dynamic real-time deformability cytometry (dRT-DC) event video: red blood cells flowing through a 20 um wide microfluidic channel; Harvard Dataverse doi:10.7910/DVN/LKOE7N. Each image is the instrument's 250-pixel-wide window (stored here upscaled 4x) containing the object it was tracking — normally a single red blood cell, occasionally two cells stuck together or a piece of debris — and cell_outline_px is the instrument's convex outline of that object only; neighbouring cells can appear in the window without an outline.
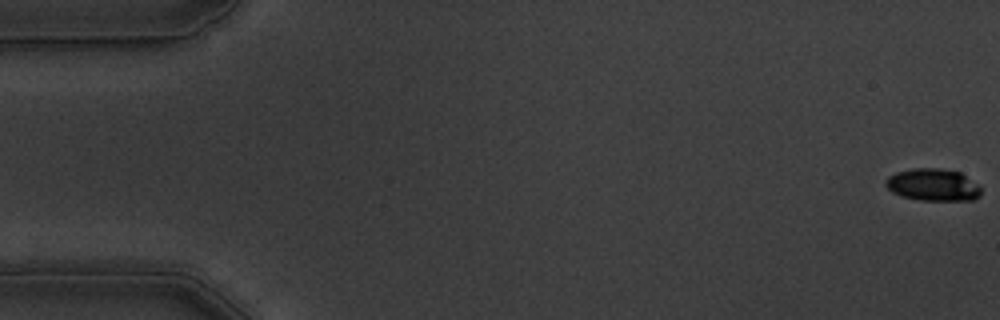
{"species": "common noctule bat (a hibernating species)", "species_latin": "Nyctalus noctula", "temperature_condition": "warm", "stored_images_in_passage": 57, "camera_frame_rate_fps": 3000, "um_per_image_px": 0.085, "animal": {"sex": "male", "body_mass_g": 19.5, "forearm_length_mm": 54.6}, "frame": {"image": 1, "passage_image": 1, "time_ms": 0.0, "image_size_px": [1000, 320], "cell_outline_px": [[980, 196], [972, 200], [920, 200], [900, 196], [892, 192], [884, 184], [888, 176], [896, 172], [912, 168], [940, 168], [960, 172], [976, 184], [980, 188]], "centroid_in_image_um": [79.26, 15.71], "position_along_channel_um": 5.7, "area_um2": 17.86}}
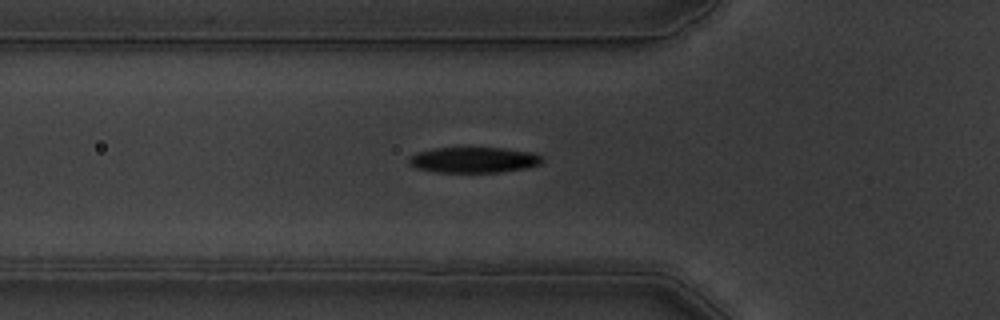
{"frame": {"image": 2, "passage_image": 20, "time_ms": 6.333, "image_size_px": [1000, 320], "cell_outline_px": [[544, 160], [540, 164], [524, 168], [496, 172], [436, 172], [416, 168], [408, 164], [408, 156], [432, 148], [504, 148], [532, 152], [540, 156]], "centroid_in_image_um": [40.23, 13.59], "position_along_channel_um": 85.6, "area_um2": 19.83}}
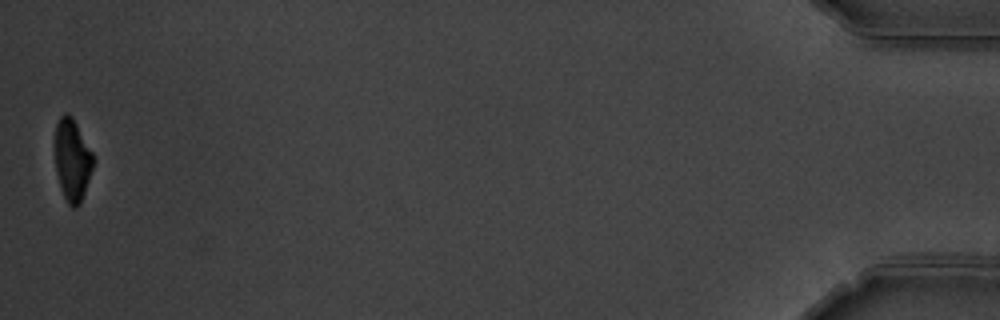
{"frame": {"image": 3, "passage_image": 57, "time_ms": 18.667, "image_size_px": [1000, 320], "cell_outline_px": [[96, 160], [80, 204], [76, 208], [72, 208], [68, 204], [64, 196], [56, 172], [52, 144], [52, 140], [56, 124], [60, 116], [64, 112], [68, 112], [72, 116], [92, 152]], "centroid_in_image_um": [6.11, 13.55], "position_along_channel_um": 429.1, "area_um2": 18.96}, "authors_computed_cell_mechanics": {"area_um2": 20.23, "velocity_mm_per_s": 3.5636, "shape_relaxation_time_tau1_ms": 3.3107, "shape_relaxation_time_tau2_ms": 2.2164, "deformation_change_tau1": 0.1758, "deformation_change_tau2": 0.0775}}